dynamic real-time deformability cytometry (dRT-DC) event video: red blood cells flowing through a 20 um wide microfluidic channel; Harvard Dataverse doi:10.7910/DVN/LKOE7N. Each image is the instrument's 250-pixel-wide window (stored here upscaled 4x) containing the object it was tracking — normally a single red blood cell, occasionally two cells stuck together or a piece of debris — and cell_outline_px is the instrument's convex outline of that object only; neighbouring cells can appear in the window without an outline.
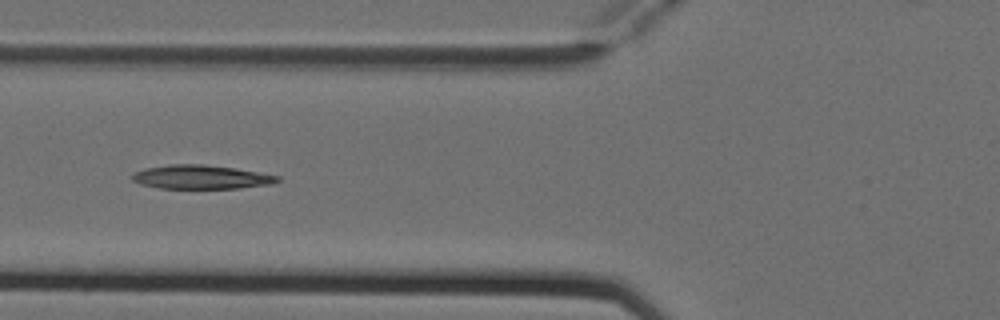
{"species": "Egyptian fruit bat (a non-hibernating species)", "species_latin": "Rousettus aegyptiacus", "temperature_condition": "cold", "stored_images_in_passage": 7, "camera_frame_rate_fps": 3000, "um_per_image_px": 0.085, "animal": {"sex": "female"}, "frame": {"image": 1, "passage_image": 4, "time_ms": 1.0, "image_size_px": [1000, 320], "cell_outline_px": [[280, 180], [276, 184], [240, 188], [160, 188], [140, 184], [132, 180], [132, 176], [136, 172], [144, 168], [168, 164], [204, 164], [236, 168], [280, 176]], "centroid_in_image_um": [17.14, 15.04], "position_along_channel_um": 108.7, "area_um2": 20.35}}
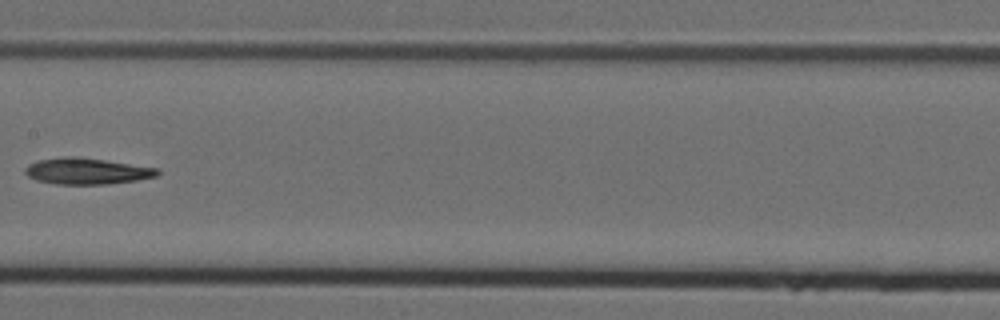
{"frame": {"image": 2, "passage_image": 6, "time_ms": 1.667, "image_size_px": [1000, 320], "cell_outline_px": [[160, 172], [156, 176], [136, 180], [108, 184], [56, 184], [36, 180], [28, 176], [24, 172], [24, 168], [28, 164], [40, 160], [64, 156], [76, 156], [160, 168]], "centroid_in_image_um": [7.37, 14.54], "position_along_channel_um": 200.0, "area_um2": 20.23}}
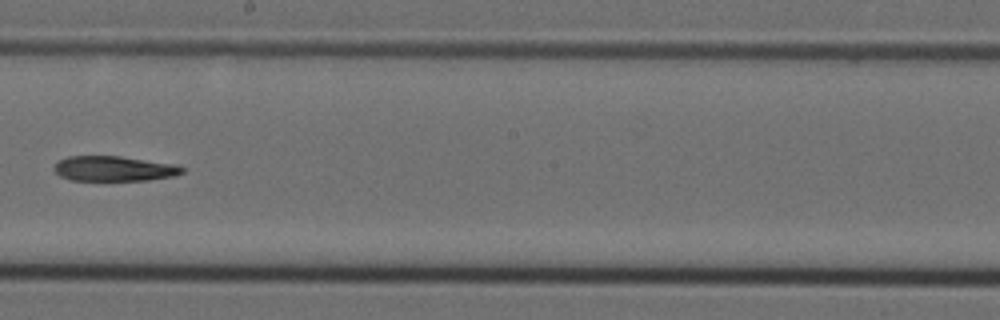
{"frame": {"image": 3, "passage_image": 7, "time_ms": 2.0, "image_size_px": [1000, 320], "cell_outline_px": [[184, 172], [176, 176], [148, 180], [68, 180], [60, 176], [52, 168], [60, 160], [68, 156], [120, 156], [176, 164], [184, 168]], "centroid_in_image_um": [9.71, 14.33], "position_along_channel_um": 238.5, "area_um2": 18.79}}